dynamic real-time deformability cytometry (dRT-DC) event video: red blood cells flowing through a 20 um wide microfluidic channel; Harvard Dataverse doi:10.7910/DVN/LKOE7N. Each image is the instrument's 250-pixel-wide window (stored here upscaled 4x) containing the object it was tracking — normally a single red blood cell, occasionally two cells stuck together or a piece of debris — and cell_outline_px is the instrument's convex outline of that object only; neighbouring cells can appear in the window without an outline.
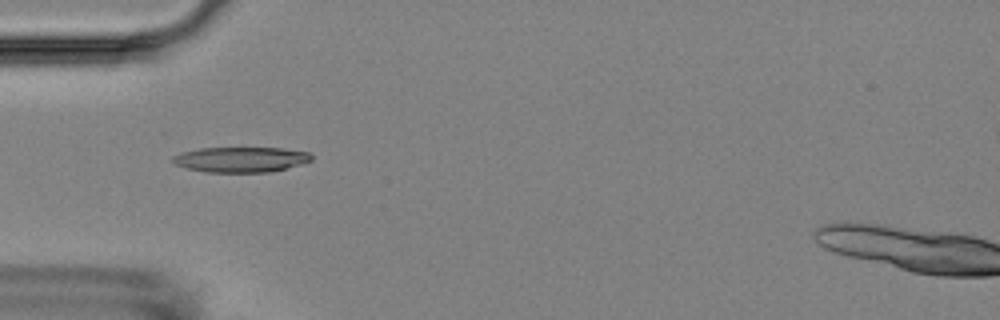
{"species": "Egyptian fruit bat (a non-hibernating species)", "species_latin": "Rousettus aegyptiacus", "temperature_condition": "room temperature", "stored_images_in_passage": 4, "camera_frame_rate_fps": 3000, "um_per_image_px": 0.085, "animal": {"sex": "female"}, "frame": {"image": 1, "passage_image": 3, "time_ms": 2.333, "image_size_px": [1000, 320], "cell_outline_px": [[312, 160], [300, 164], [268, 172], [204, 172], [188, 168], [176, 164], [172, 160], [172, 156], [180, 152], [200, 148], [284, 148], [308, 152], [312, 156]], "centroid_in_image_um": [20.44, 13.55], "position_along_channel_um": 64.6, "area_um2": 20.29}}